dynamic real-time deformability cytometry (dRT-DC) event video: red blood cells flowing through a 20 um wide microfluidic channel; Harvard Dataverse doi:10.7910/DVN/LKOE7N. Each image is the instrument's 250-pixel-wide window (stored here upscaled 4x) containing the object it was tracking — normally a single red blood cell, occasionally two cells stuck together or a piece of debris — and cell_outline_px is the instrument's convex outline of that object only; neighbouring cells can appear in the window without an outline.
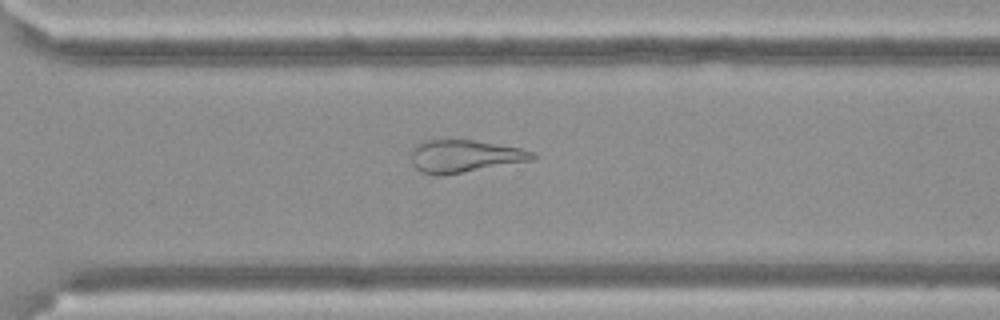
{"species": "Egyptian fruit bat (a non-hibernating species)", "species_latin": "Rousettus aegyptiacus", "temperature_condition": "cold", "stored_images_in_passage": 11, "camera_frame_rate_fps": 3000, "um_per_image_px": 0.085, "frame": {"image": 1, "passage_image": 11, "time_ms": 3.333, "image_size_px": [1000, 320], "cell_outline_px": [[536, 156], [532, 160], [464, 172], [440, 176], [436, 176], [420, 172], [412, 164], [408, 152], [420, 140], [476, 140], [520, 148], [532, 152]], "centroid_in_image_um": [39.38, 13.27], "position_along_channel_um": 331.2, "area_um2": 23.24}}